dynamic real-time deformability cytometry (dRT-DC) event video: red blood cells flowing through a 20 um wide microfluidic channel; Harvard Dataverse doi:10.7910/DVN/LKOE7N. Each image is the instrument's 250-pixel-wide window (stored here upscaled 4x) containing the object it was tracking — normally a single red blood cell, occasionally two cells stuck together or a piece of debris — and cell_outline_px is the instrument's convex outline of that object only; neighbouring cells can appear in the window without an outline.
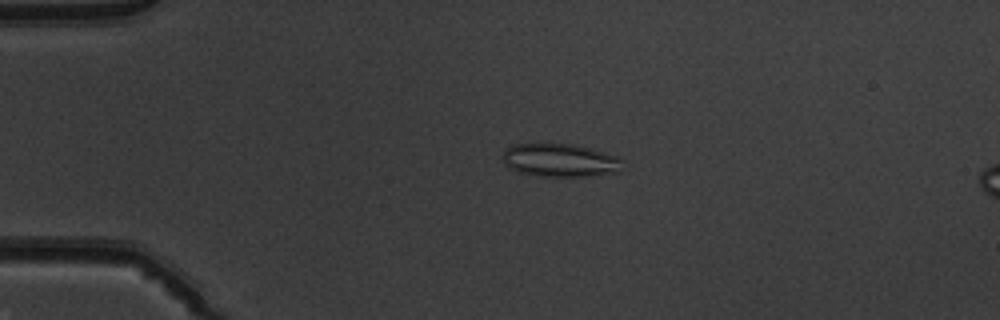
{"species": "common noctule bat (a hibernating species)", "species_latin": "Nyctalus noctula", "temperature_condition": "warm", "stored_images_in_passage": 51, "camera_frame_rate_fps": 3000, "um_per_image_px": 0.085, "animal": {"sex": "male", "body_mass_g": 19.5, "forearm_length_mm": 54.6}, "frame": {"image": 1, "passage_image": 12, "time_ms": 3.667, "image_size_px": [1000, 320], "cell_outline_px": [[624, 160], [616, 172], [592, 176], [536, 176], [520, 172], [508, 168], [504, 164], [504, 148], [512, 144], [572, 144], [604, 152], [616, 156]], "centroid_in_image_um": [47.56, 13.62], "position_along_channel_um": 37.4, "area_um2": 23.06}}
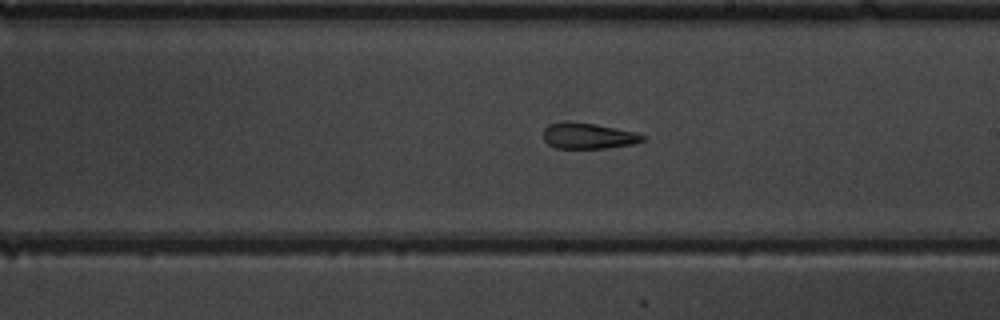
{"frame": {"image": 2, "passage_image": 30, "time_ms": 9.667, "image_size_px": [1000, 320], "cell_outline_px": [[648, 136], [644, 140], [636, 144], [608, 148], [556, 148], [548, 144], [544, 140], [544, 128], [548, 124], [564, 120], [568, 120], [592, 124], [636, 132]], "centroid_in_image_um": [50.01, 11.54], "position_along_channel_um": 239.0, "area_um2": 15.2}}
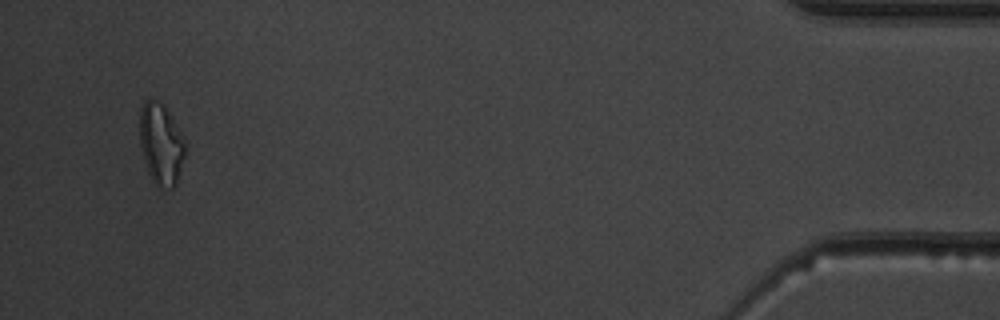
{"frame": {"image": 3, "passage_image": 49, "time_ms": 16.0, "image_size_px": [1000, 320], "cell_outline_px": [[184, 156], [176, 184], [172, 188], [156, 188], [148, 172], [140, 148], [140, 108], [144, 100], [148, 96], [152, 96], [168, 112], [184, 140]], "centroid_in_image_um": [13.64, 12.25], "position_along_channel_um": 421.6, "area_um2": 21.39}, "authors_computed_cell_mechanics": {"area_um2": 18.0336, "velocity_mm_per_s": 4.0303, "shape_relaxation_time_tau1_ms": null, "shape_relaxation_time_tau2_ms": 4.9577, "deformation_change_tau1": null, "deformation_change_tau2": 0.1663}}